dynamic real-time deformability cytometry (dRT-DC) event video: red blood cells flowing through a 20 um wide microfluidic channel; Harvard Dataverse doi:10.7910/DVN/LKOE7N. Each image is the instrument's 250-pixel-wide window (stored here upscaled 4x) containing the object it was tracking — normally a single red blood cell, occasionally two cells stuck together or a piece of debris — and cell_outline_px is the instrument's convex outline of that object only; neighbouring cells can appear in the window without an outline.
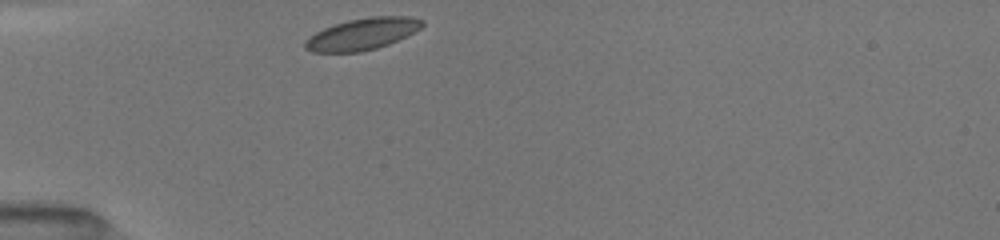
{"species": "common noctule bat (a hibernating species)", "species_latin": "Nyctalus noctula", "temperature_condition": "room temperature", "stored_images_in_passage": 22, "camera_frame_rate_fps": 3000, "um_per_image_px": 0.085, "animal": {"sex": "female", "body_mass_g": 19.5, "forearm_length_mm": 54.1}, "frame": {"image": 1, "passage_image": 1, "time_ms": 0.0, "image_size_px": [1000, 240], "cell_outline_px": [[424, 24], [420, 28], [388, 44], [376, 48], [360, 52], [312, 52], [304, 48], [304, 40], [308, 36], [324, 28], [348, 20], [372, 16], [408, 16], [424, 20]], "centroid_in_image_um": [30.75, 2.89], "position_along_channel_um": 54.2, "area_um2": 21.44}}
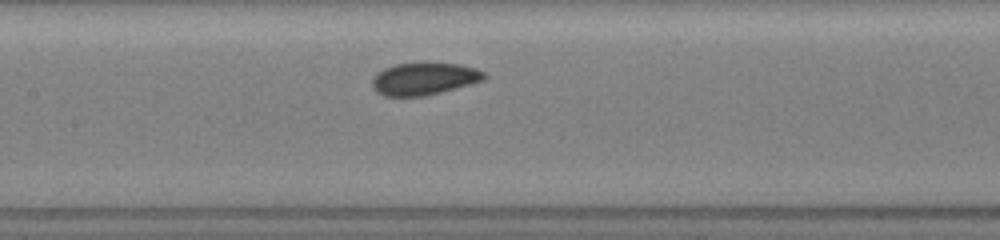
{"frame": {"image": 2, "passage_image": 9, "time_ms": 3.333, "image_size_px": [1000, 240], "cell_outline_px": [[488, 76], [484, 80], [472, 84], [424, 96], [384, 96], [376, 92], [372, 88], [372, 76], [376, 72], [384, 68], [396, 64], [460, 64], [476, 68], [484, 72]], "centroid_in_image_um": [36.03, 6.71], "position_along_channel_um": 171.4, "area_um2": 21.04}}
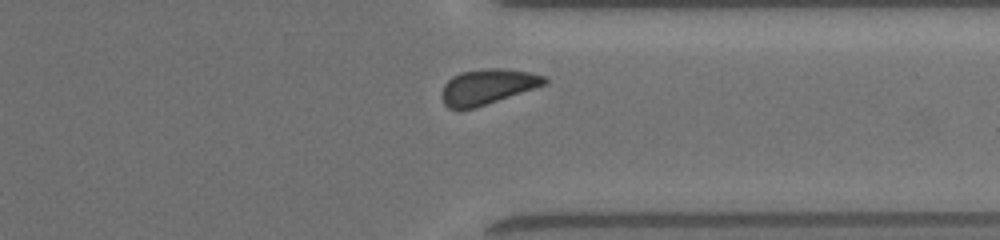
{"frame": {"image": 3, "passage_image": 19, "time_ms": 8.333, "image_size_px": [1000, 240], "cell_outline_px": [[548, 84], [476, 108], [448, 108], [444, 104], [444, 84], [452, 76], [460, 72], [488, 68], [500, 68], [528, 72], [544, 76], [548, 80]], "centroid_in_image_um": [41.49, 7.36], "position_along_channel_um": 369.9, "area_um2": 20.92}, "authors_computed_cell_mechanics": {"area_um2": 21.3282, "velocity_mm_per_s": 3.9739, "shape_relaxation_time_tau1_ms": 1.3634, "shape_relaxation_time_tau2_ms": 2.4077, "deformation_change_tau1": 0.0588, "deformation_change_tau2": 0.0614}}